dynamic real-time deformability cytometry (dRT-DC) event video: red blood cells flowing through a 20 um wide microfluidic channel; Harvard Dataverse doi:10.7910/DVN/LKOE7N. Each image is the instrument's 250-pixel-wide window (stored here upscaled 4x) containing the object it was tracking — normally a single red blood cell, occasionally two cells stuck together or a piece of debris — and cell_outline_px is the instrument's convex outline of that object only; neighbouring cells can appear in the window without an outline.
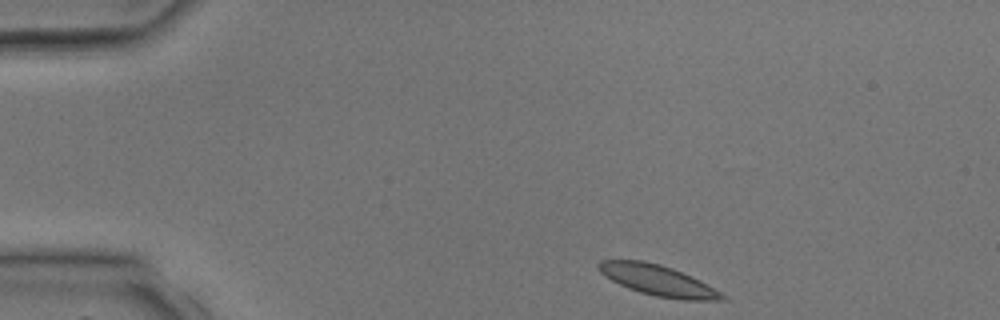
{"species": "common noctule bat (a hibernating species)", "species_latin": "Nyctalus noctula", "temperature_condition": "room temperature", "stored_images_in_passage": 3, "camera_frame_rate_fps": 3000, "um_per_image_px": 0.085, "animal": {"sex": "male", "body_mass_g": 17.9, "forearm_length_mm": 54.2}, "frame": {"image": 1, "passage_image": 1, "time_ms": 0.0, "image_size_px": [1000, 320], "cell_outline_px": [[728, 300], [680, 300], [656, 296], [640, 292], [628, 288], [604, 276], [596, 268], [596, 264], [600, 260], [644, 260], [660, 264], [672, 268], [692, 276], [700, 280], [728, 296]], "centroid_in_image_um": [55.93, 23.83], "position_along_channel_um": 29.1, "area_um2": 22.25}}
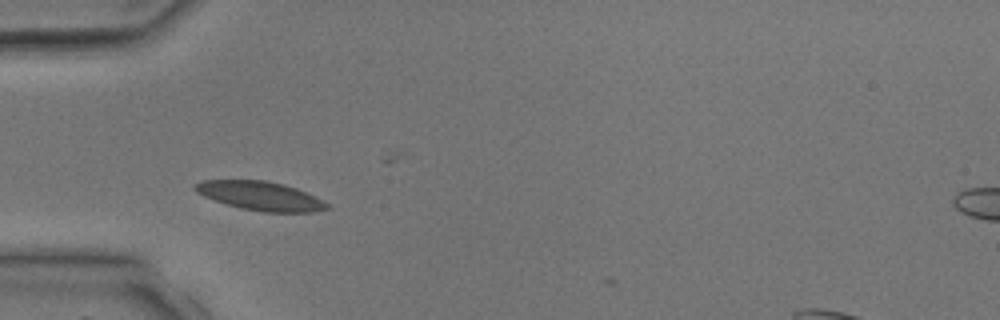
{"frame": {"image": 2, "passage_image": 2, "time_ms": 2.0, "image_size_px": [1000, 320], "cell_outline_px": [[332, 208], [312, 212], [264, 212], [240, 208], [204, 196], [196, 192], [192, 188], [192, 184], [204, 180], [264, 180], [284, 184], [296, 188], [328, 204]], "centroid_in_image_um": [22.09, 16.64], "position_along_channel_um": 62.9, "area_um2": 22.02}}